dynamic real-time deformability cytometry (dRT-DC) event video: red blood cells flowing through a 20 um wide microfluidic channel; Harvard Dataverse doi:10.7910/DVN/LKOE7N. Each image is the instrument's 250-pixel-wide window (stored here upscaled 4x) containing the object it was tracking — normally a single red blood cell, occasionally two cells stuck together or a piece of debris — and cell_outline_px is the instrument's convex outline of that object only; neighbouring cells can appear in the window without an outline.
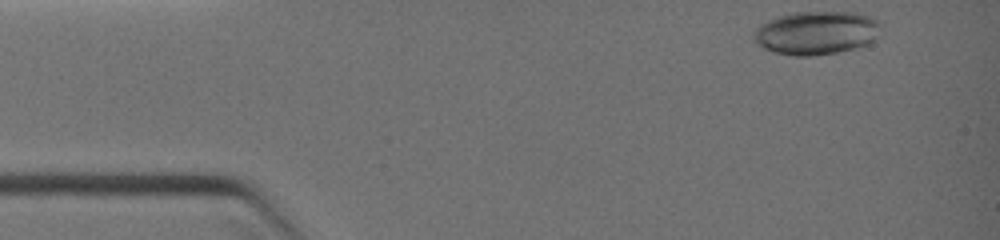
{"species": "common noctule bat (a hibernating species)", "species_latin": "Nyctalus noctula", "temperature_condition": "warm", "stored_images_in_passage": 10, "camera_frame_rate_fps": 3000, "um_per_image_px": 0.085, "animal": {"sex": "female", "body_mass_g": 19.0, "forearm_length_mm": 51.5}, "frame": {"image": 1, "passage_image": 1, "time_ms": 0.0, "image_size_px": [1000, 240], "cell_outline_px": [[880, 24], [872, 40], [856, 48], [836, 52], [812, 56], [792, 56], [772, 52], [756, 44], [752, 40], [752, 32], [760, 24], [768, 20], [792, 12], [856, 12], [880, 20]], "centroid_in_image_um": [69.3, 2.79], "position_along_channel_um": 15.7, "area_um2": 32.19}}
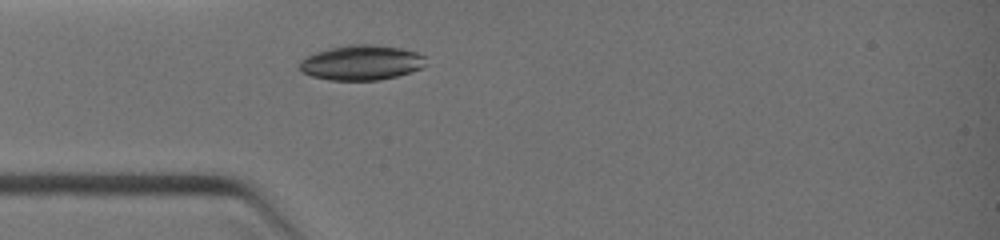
{"frame": {"image": 2, "passage_image": 7, "time_ms": 2.333, "image_size_px": [1000, 240], "cell_outline_px": [[428, 64], [412, 72], [380, 80], [328, 80], [312, 76], [300, 72], [300, 60], [316, 52], [328, 48], [352, 44], [372, 44], [400, 48], [416, 52], [424, 56]], "centroid_in_image_um": [30.73, 5.33], "position_along_channel_um": 54.3, "area_um2": 25.84}}
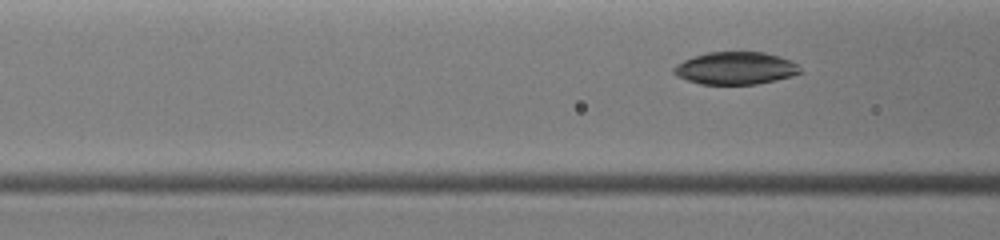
{"frame": {"image": 3, "passage_image": 10, "time_ms": 3.333, "image_size_px": [1000, 240], "cell_outline_px": [[804, 72], [792, 76], [776, 80], [756, 84], [700, 84], [676, 76], [672, 72], [672, 68], [676, 64], [684, 60], [708, 52], [764, 52], [780, 56], [792, 60]], "centroid_in_image_um": [62.54, 5.8], "position_along_channel_um": 104.1, "area_um2": 24.04}}